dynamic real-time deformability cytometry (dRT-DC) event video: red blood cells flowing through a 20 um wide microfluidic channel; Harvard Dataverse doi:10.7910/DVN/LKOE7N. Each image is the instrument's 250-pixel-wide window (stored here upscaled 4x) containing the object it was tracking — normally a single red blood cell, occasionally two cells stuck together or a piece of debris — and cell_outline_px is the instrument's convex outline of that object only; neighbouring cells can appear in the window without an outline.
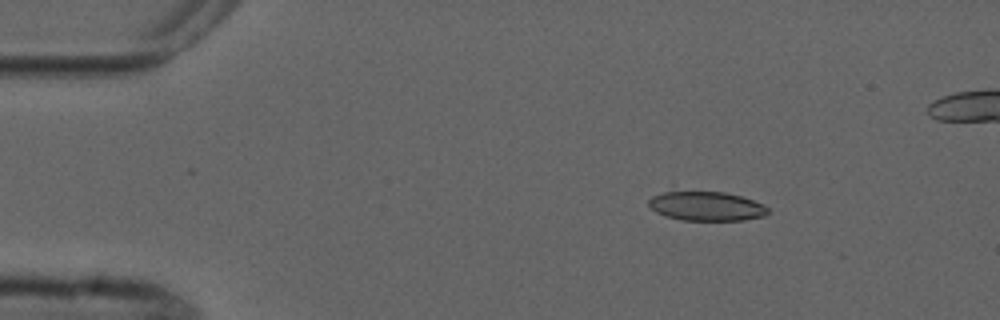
{"species": "common noctule bat (a hibernating species)", "species_latin": "Nyctalus noctula", "temperature_condition": "cold", "stored_images_in_passage": 4, "camera_frame_rate_fps": 3000, "um_per_image_px": 0.085, "animal": {"sex": "male", "forearm_length_mm": 52.5}, "frame": {"image": 1, "passage_image": 2, "time_ms": 1.333, "image_size_px": [1000, 320], "cell_outline_px": [[768, 212], [764, 216], [744, 220], [680, 220], [664, 216], [656, 212], [648, 204], [648, 200], [652, 196], [664, 192], [724, 192], [740, 196], [752, 200], [768, 208]], "centroid_in_image_um": [60.01, 17.53], "position_along_channel_um": 25.0, "area_um2": 20.06}}